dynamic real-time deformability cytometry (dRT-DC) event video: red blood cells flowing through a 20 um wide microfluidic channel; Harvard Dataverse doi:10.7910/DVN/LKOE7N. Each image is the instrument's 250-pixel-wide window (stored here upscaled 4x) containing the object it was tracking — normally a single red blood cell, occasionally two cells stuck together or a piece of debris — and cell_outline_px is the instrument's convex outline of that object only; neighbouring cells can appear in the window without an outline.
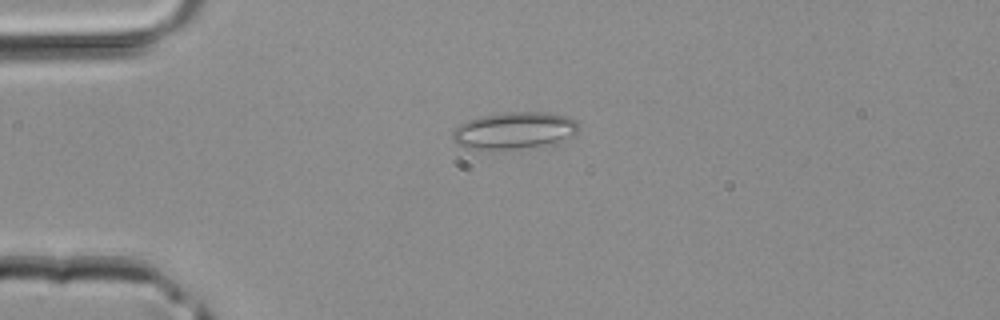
{"species": "common noctule bat (a hibernating species)", "species_latin": "Nyctalus noctula", "temperature_condition": "room temperature", "stored_images_in_passage": 38, "camera_frame_rate_fps": 3000, "um_per_image_px": 0.085, "animal": {"sex": "male", "body_mass_g": 20.4}, "frame": {"image": 1, "passage_image": 4, "time_ms": 1.0, "image_size_px": [1000, 320], "cell_outline_px": [[580, 124], [576, 132], [572, 136], [556, 144], [516, 148], [464, 148], [456, 144], [452, 140], [452, 132], [460, 124], [468, 120], [480, 116], [504, 112], [548, 112], [568, 116], [576, 120]], "centroid_in_image_um": [43.75, 11.08], "position_along_channel_um": 41.3, "area_um2": 27.22}}
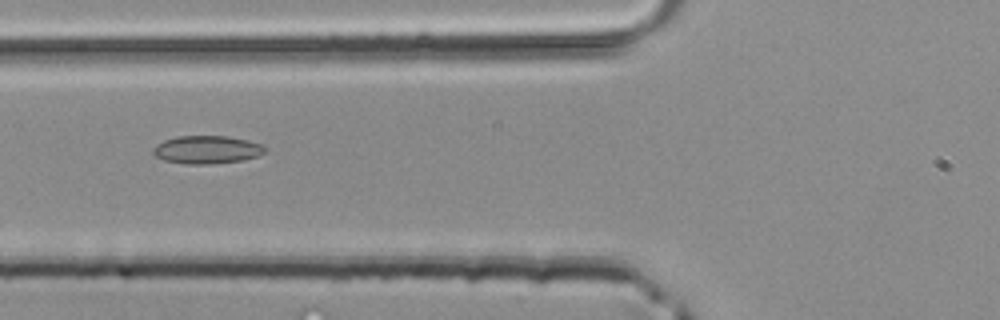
{"frame": {"image": 2, "passage_image": 10, "time_ms": 3.0, "image_size_px": [1000, 320], "cell_outline_px": [[268, 148], [264, 152], [256, 156], [244, 160], [212, 164], [184, 164], [164, 160], [156, 156], [152, 152], [152, 148], [156, 144], [164, 140], [176, 136], [228, 136], [248, 140], [260, 144]], "centroid_in_image_um": [17.57, 12.72], "position_along_channel_um": 108.2, "area_um2": 18.38}}
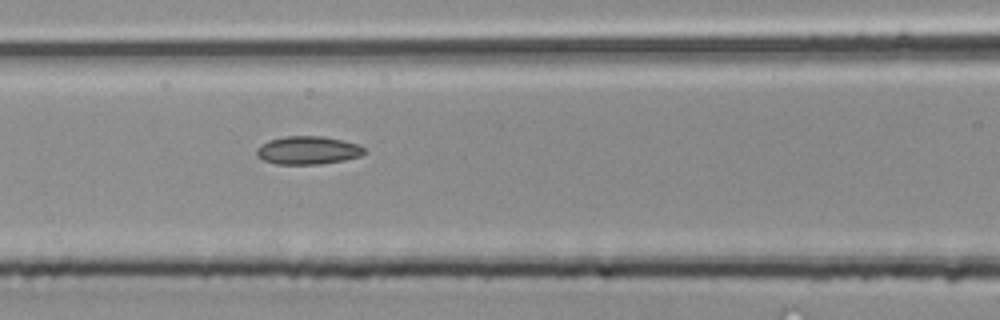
{"frame": {"image": 3, "passage_image": 12, "time_ms": 3.667, "image_size_px": [1000, 320], "cell_outline_px": [[364, 152], [360, 156], [344, 160], [320, 164], [276, 164], [264, 160], [256, 156], [256, 148], [260, 144], [268, 140], [284, 136], [324, 136], [344, 140], [356, 144], [364, 148]], "centroid_in_image_um": [26.12, 12.77], "position_along_channel_um": 140.5, "area_um2": 17.74}}